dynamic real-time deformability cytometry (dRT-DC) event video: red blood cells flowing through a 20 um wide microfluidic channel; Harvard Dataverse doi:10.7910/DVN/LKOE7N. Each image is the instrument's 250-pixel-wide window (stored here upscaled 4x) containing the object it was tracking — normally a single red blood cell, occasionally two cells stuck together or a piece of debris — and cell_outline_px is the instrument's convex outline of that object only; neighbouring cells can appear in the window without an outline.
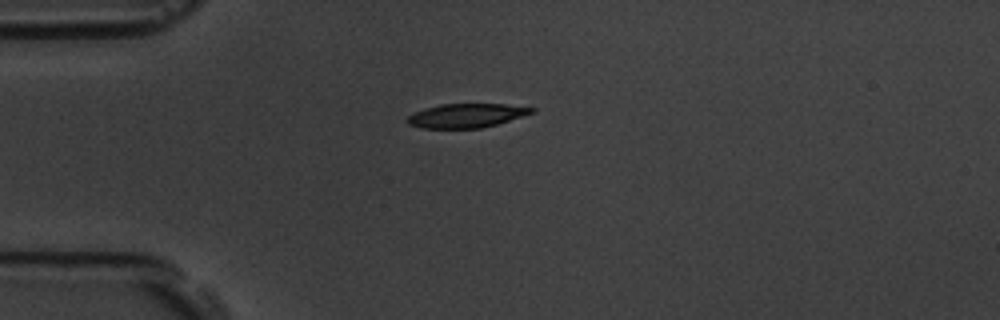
{"species": "common noctule bat (a hibernating species)", "species_latin": "Nyctalus noctula", "temperature_condition": "room temperature", "stored_images_in_passage": 2, "camera_frame_rate_fps": 3000, "um_per_image_px": 0.085, "animal": {"sex": "male", "body_mass_g": 19.5, "forearm_length_mm": 54.6}, "frame": {"image": 1, "passage_image": 1, "time_ms": 0.0, "image_size_px": [1000, 320], "cell_outline_px": [[536, 112], [496, 124], [480, 128], [424, 128], [408, 124], [404, 120], [408, 116], [424, 108], [440, 104], [504, 104], [536, 108]], "centroid_in_image_um": [39.64, 9.82], "position_along_channel_um": 45.4, "area_um2": 17.34}}